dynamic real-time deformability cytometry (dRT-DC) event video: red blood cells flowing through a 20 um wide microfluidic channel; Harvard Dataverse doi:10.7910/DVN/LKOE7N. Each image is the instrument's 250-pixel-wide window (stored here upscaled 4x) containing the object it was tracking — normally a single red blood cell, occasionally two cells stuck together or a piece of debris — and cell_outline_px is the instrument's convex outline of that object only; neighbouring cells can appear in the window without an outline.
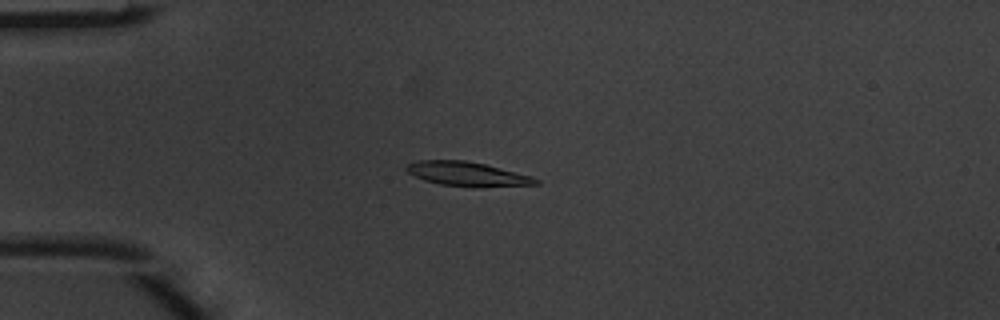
{"species": "common noctule bat (a hibernating species)", "species_latin": "Nyctalus noctula", "temperature_condition": "warm", "stored_images_in_passage": 3, "camera_frame_rate_fps": 3000, "um_per_image_px": 0.085, "animal": {"sex": "male", "body_mass_g": 20.1, "forearm_length_mm": 53.5}, "frame": {"image": 1, "passage_image": 2, "time_ms": 0.333, "image_size_px": [1000, 320], "cell_outline_px": [[540, 184], [440, 184], [424, 180], [408, 172], [404, 168], [408, 164], [420, 160], [464, 160], [484, 164], [532, 176], [540, 180]], "centroid_in_image_um": [39.63, 14.72], "position_along_channel_um": 45.4, "area_um2": 16.88}}
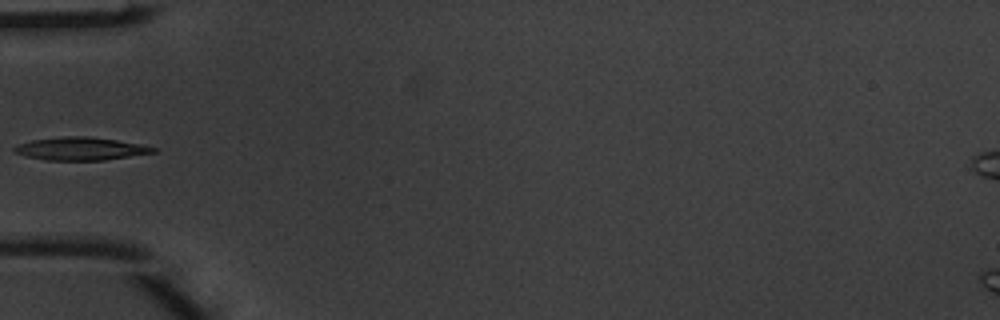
{"frame": {"image": 2, "passage_image": 3, "time_ms": 0.667, "image_size_px": [1000, 320], "cell_outline_px": [[156, 152], [104, 160], [44, 160], [28, 156], [16, 152], [12, 148], [16, 144], [32, 140], [64, 136], [88, 136], [116, 140], [140, 144], [156, 148]], "centroid_in_image_um": [6.83, 12.63], "position_along_channel_um": 78.2, "area_um2": 18.38}}